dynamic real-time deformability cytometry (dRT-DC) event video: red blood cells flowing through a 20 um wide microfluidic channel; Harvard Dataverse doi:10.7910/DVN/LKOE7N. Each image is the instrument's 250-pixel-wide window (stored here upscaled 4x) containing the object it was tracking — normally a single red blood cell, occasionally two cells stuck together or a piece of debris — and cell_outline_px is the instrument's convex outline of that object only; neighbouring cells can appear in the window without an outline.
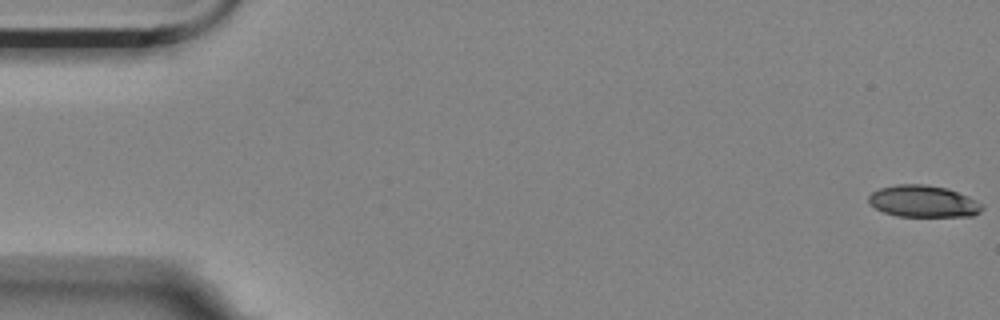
{"species": "Egyptian fruit bat (a non-hibernating species)", "species_latin": "Rousettus aegyptiacus", "temperature_condition": "room temperature", "stored_images_in_passage": 58, "segment_of_instrument_passage": [1, 2], "camera_frame_rate_fps": 3000, "um_per_image_px": 0.085, "animal": {"sex": "female"}, "frame": {"image": 1, "passage_image": 1, "time_ms": 0.0, "image_size_px": [1000, 320], "cell_outline_px": [[984, 208], [980, 212], [972, 216], [896, 216], [884, 212], [868, 204], [868, 196], [872, 192], [880, 188], [900, 184], [924, 184], [948, 188], [968, 196], [984, 204]], "centroid_in_image_um": [78.49, 17.11], "position_along_channel_um": 6.5, "area_um2": 21.15}}
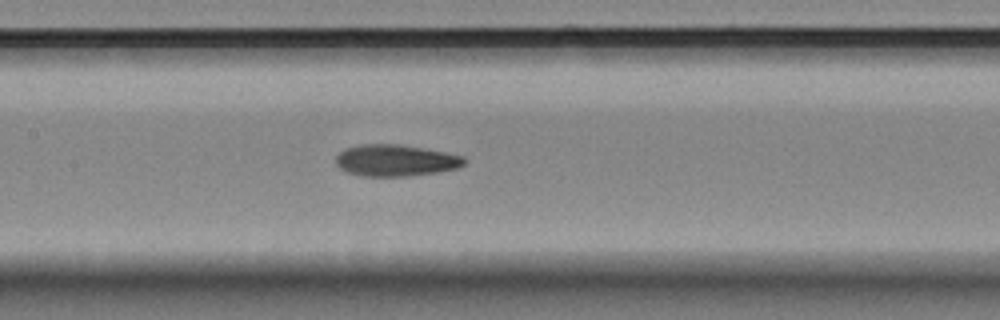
{"frame": {"image": 2, "passage_image": 27, "time_ms": 8.667, "image_size_px": [1000, 320], "cell_outline_px": [[468, 160], [460, 168], [440, 172], [408, 176], [364, 176], [348, 172], [340, 168], [336, 164], [336, 156], [344, 148], [364, 144], [400, 144], [444, 152], [464, 156]], "centroid_in_image_um": [33.66, 13.64], "position_along_channel_um": 173.7, "area_um2": 23.76}}
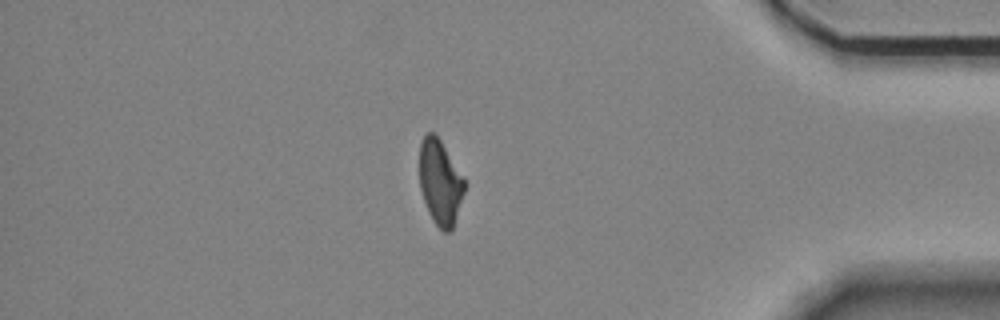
{"frame": {"image": 3, "passage_image": 49, "time_ms": 16.0, "image_size_px": [1000, 320], "cell_outline_px": [[464, 192], [452, 228], [448, 232], [444, 232], [436, 224], [428, 212], [420, 188], [420, 140], [428, 132], [432, 132], [440, 140], [464, 180]], "centroid_in_image_um": [37.38, 15.49], "position_along_channel_um": 397.8, "area_um2": 21.62}}